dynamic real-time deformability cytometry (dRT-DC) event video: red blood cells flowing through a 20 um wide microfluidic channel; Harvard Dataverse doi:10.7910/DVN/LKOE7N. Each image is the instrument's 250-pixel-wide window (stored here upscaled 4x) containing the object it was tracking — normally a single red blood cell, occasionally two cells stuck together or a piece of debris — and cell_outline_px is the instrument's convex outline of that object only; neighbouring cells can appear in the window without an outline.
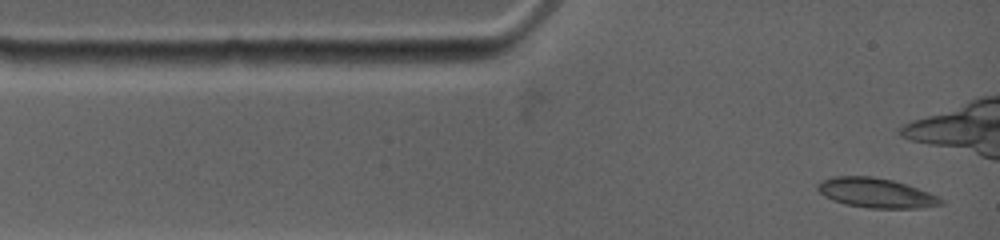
{"species": "common noctule bat (a hibernating species)", "species_latin": "Nyctalus noctula", "temperature_condition": "warm", "stored_images_in_passage": 28, "camera_frame_rate_fps": 4500, "um_per_image_px": 0.085, "animal": {"sex": "female", "body_mass_g": 19.0, "forearm_length_mm": 53.3}, "frame": {"image": 1, "passage_image": 1, "time_ms": 0.0, "image_size_px": [1000, 240], "cell_outline_px": [[944, 204], [924, 208], [868, 208], [844, 204], [832, 200], [824, 196], [816, 188], [816, 184], [820, 180], [832, 176], [872, 176], [892, 180], [928, 192], [944, 200]], "centroid_in_image_um": [74.41, 16.4], "position_along_channel_um": 10.6, "area_um2": 21.39}}
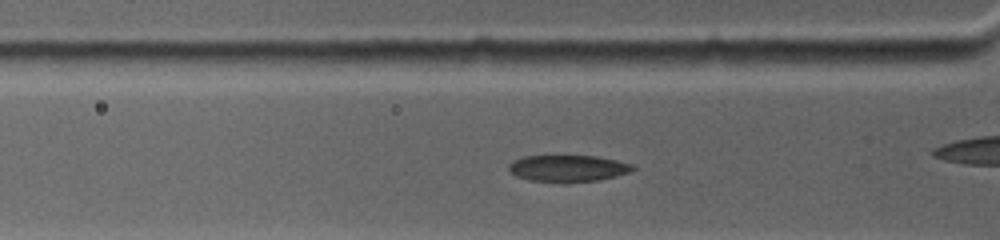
{"frame": {"image": 2, "passage_image": 7, "time_ms": 2.667, "image_size_px": [1000, 240], "cell_outline_px": [[636, 168], [632, 172], [600, 180], [528, 180], [516, 176], [508, 172], [508, 164], [512, 160], [524, 156], [596, 156], [616, 160], [632, 164]], "centroid_in_image_um": [48.27, 14.28], "position_along_channel_um": 77.5, "area_um2": 18.84}}
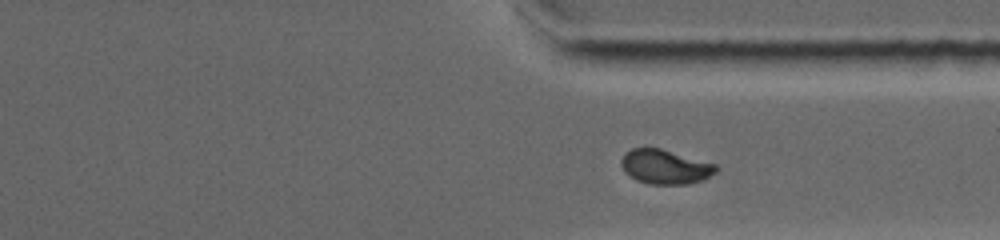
{"frame": {"image": 3, "passage_image": 24, "time_ms": 10.0, "image_size_px": [1000, 240], "cell_outline_px": [[720, 168], [716, 172], [704, 180], [688, 184], [648, 184], [636, 180], [624, 172], [620, 164], [620, 160], [624, 152], [632, 148], [660, 148], [716, 164]], "centroid_in_image_um": [56.53, 14.18], "position_along_channel_um": 354.9, "area_um2": 19.25}, "authors_computed_cell_mechanics": {"area_um2": 19.9699, "velocity_mm_per_s": 3.7734, "shape_relaxation_time_tau1_ms": 5.4158, "shape_relaxation_time_tau2_ms": 0.8089, "deformation_change_tau1": 0.2071, "deformation_change_tau2": 0.043}}